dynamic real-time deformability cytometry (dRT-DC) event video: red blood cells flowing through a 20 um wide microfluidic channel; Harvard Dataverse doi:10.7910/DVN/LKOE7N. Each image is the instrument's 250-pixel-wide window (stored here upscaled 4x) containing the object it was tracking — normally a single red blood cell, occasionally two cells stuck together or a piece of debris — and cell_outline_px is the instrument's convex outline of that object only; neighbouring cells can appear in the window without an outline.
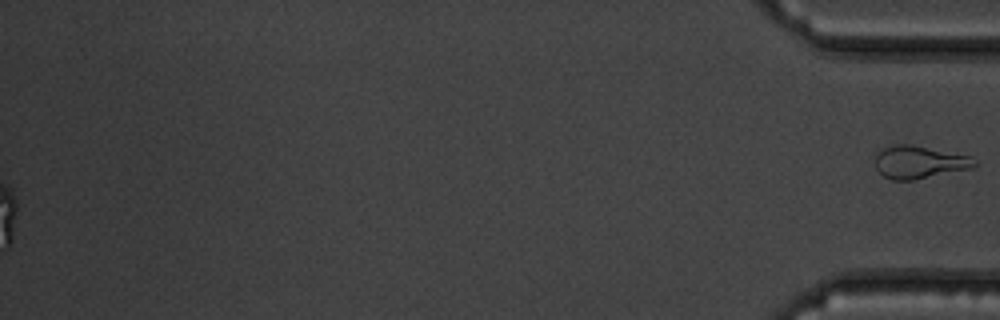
{"species": "common noctule bat (a hibernating species)", "species_latin": "Nyctalus noctula", "temperature_condition": "warm", "stored_images_in_passage": 41, "segment_of_instrument_passage": [2, 2], "camera_frame_rate_fps": 3000, "um_per_image_px": 0.085, "animal": {"sex": "male", "body_mass_g": 19.5, "forearm_length_mm": 54.6}, "frame": {"image": 1, "passage_image": 41, "time_ms": 13.333, "image_size_px": [1000, 320], "cell_outline_px": [[976, 164], [972, 168], [912, 180], [892, 180], [884, 176], [876, 168], [876, 152], [884, 148], [896, 144], [912, 144], [968, 156]], "centroid_in_image_um": [78.08, 13.78], "position_along_channel_um": 357.1, "area_um2": 18.55}}